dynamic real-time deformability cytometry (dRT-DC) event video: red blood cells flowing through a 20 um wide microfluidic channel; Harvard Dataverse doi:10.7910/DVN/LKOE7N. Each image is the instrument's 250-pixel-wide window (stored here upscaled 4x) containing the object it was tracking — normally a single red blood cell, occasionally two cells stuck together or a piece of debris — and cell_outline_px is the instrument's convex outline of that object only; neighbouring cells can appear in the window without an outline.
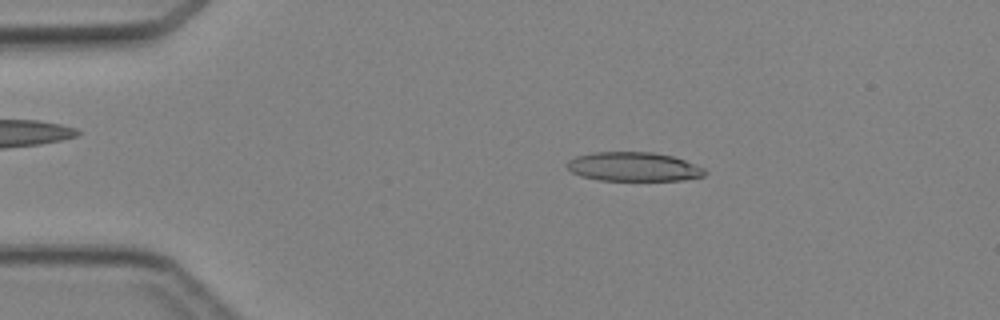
{"species": "Egyptian fruit bat (a non-hibernating species)", "species_latin": "Rousettus aegyptiacus", "temperature_condition": "cold", "stored_images_in_passage": 45, "camera_frame_rate_fps": 3000, "um_per_image_px": 0.085, "animal": {"sex": "female"}, "frame": {"image": 1, "passage_image": 8, "time_ms": 2.333, "image_size_px": [1000, 320], "cell_outline_px": [[708, 172], [704, 176], [680, 180], [600, 180], [580, 176], [572, 172], [564, 164], [568, 160], [576, 156], [592, 152], [652, 152], [672, 156], [684, 160], [704, 168]], "centroid_in_image_um": [53.82, 14.17], "position_along_channel_um": 31.2, "area_um2": 23.35}}
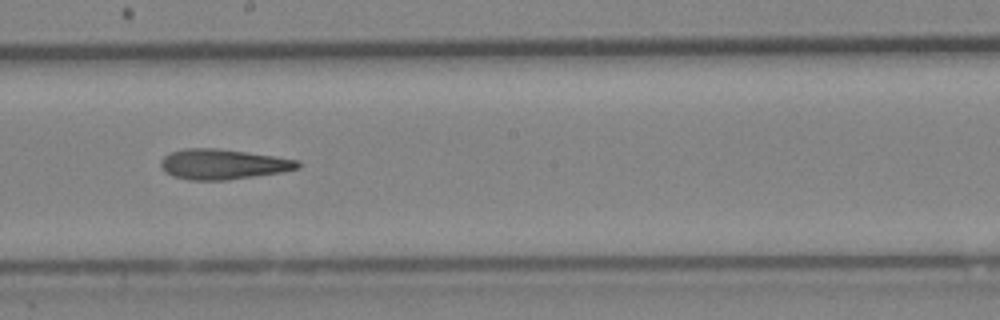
{"frame": {"image": 2, "passage_image": 25, "time_ms": 8.0, "image_size_px": [1000, 320], "cell_outline_px": [[300, 168], [284, 172], [228, 180], [188, 180], [172, 176], [164, 172], [160, 168], [160, 160], [164, 156], [172, 152], [184, 148], [216, 148], [300, 160]], "centroid_in_image_um": [18.93, 13.97], "position_along_channel_um": 229.3, "area_um2": 24.28}}
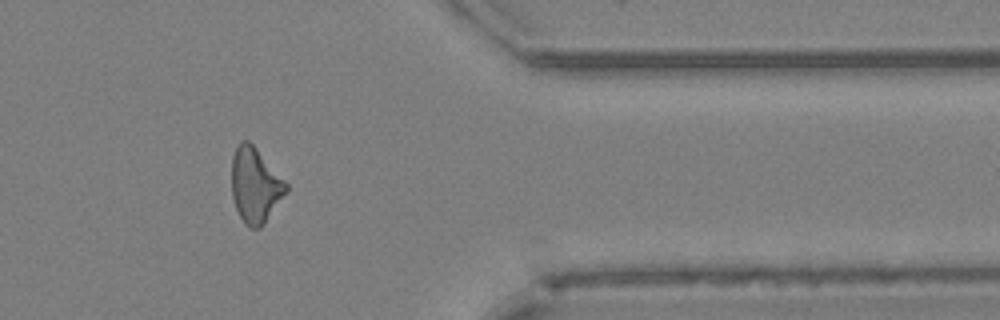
{"frame": {"image": 3, "passage_image": 37, "time_ms": 12.0, "image_size_px": [1000, 320], "cell_outline_px": [[288, 192], [260, 228], [252, 228], [244, 224], [236, 208], [232, 196], [232, 156], [240, 140], [248, 140], [256, 148], [288, 184]], "centroid_in_image_um": [21.69, 15.75], "position_along_channel_um": 389.7, "area_um2": 23.7}}